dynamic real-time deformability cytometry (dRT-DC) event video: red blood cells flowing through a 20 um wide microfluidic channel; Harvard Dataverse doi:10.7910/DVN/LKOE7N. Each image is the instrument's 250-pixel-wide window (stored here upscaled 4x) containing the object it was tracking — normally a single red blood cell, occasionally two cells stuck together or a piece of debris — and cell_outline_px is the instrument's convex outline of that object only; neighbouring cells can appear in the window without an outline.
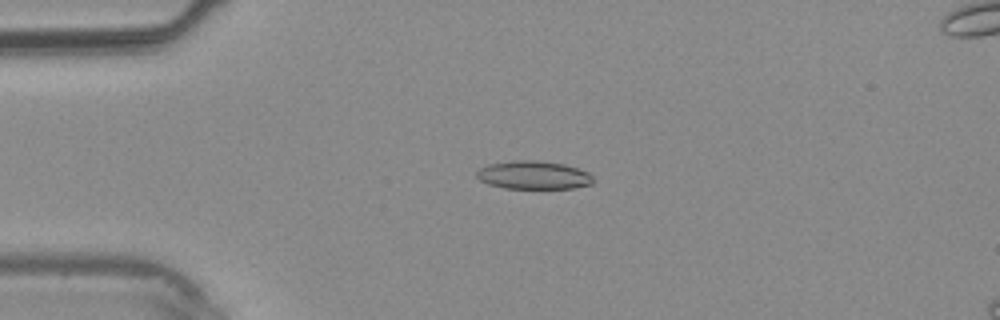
{"species": "common noctule bat (a hibernating species)", "species_latin": "Nyctalus noctula", "temperature_condition": "warm", "stored_images_in_passage": 39, "camera_frame_rate_fps": 3000, "um_per_image_px": 0.085, "animal": {"sex": "male", "body_mass_g": 20.4}, "frame": {"image": 1, "passage_image": 10, "time_ms": 3.0, "image_size_px": [1000, 320], "cell_outline_px": [[592, 184], [572, 188], [504, 188], [488, 184], [480, 180], [476, 176], [476, 172], [480, 168], [488, 164], [512, 160], [536, 160], [564, 164], [588, 172], [592, 176]], "centroid_in_image_um": [45.31, 14.88], "position_along_channel_um": 39.7, "area_um2": 19.13}}
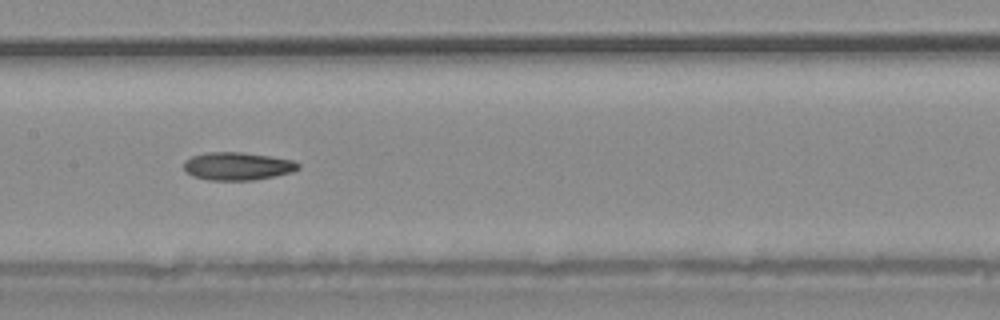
{"frame": {"image": 2, "passage_image": 20, "time_ms": 6.333, "image_size_px": [1000, 320], "cell_outline_px": [[300, 168], [292, 172], [276, 176], [252, 180], [208, 180], [192, 176], [184, 168], [184, 160], [192, 156], [208, 152], [244, 152], [292, 160], [300, 164]], "centroid_in_image_um": [20.19, 14.12], "position_along_channel_um": 187.2, "area_um2": 18.61}}
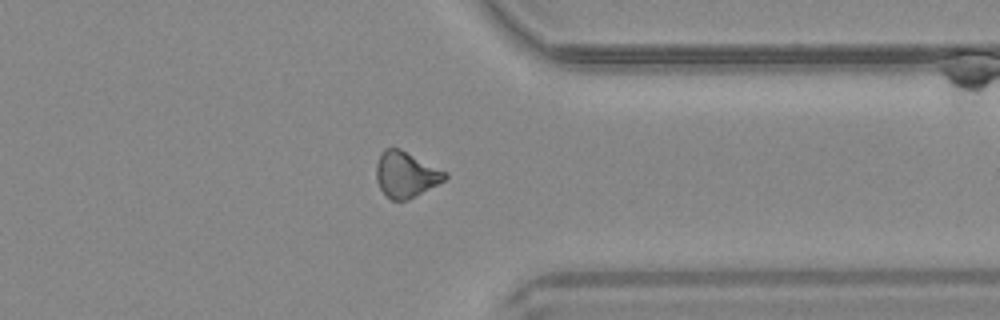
{"frame": {"image": 3, "passage_image": 31, "time_ms": 10.0, "image_size_px": [1000, 320], "cell_outline_px": [[448, 176], [444, 180], [416, 196], [408, 200], [392, 200], [380, 188], [376, 180], [376, 164], [380, 152], [384, 148], [400, 148], [448, 172]], "centroid_in_image_um": [34.49, 14.81], "position_along_channel_um": 376.9, "area_um2": 18.38}}